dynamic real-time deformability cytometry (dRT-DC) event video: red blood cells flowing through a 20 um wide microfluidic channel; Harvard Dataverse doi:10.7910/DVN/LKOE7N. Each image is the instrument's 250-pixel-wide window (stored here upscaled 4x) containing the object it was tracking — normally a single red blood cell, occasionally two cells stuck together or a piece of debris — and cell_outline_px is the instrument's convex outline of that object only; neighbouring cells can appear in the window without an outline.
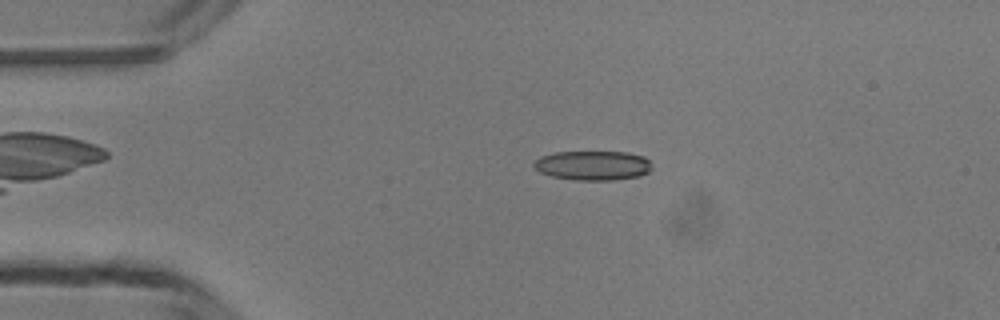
{"species": "common noctule bat (a hibernating species)", "species_latin": "Nyctalus noctula", "temperature_condition": "room temperature", "stored_images_in_passage": 40, "camera_frame_rate_fps": 3000, "um_per_image_px": 0.085, "animal": {"sex": "male", "body_mass_g": 13.3}, "frame": {"image": 1, "passage_image": 2, "time_ms": 0.333, "image_size_px": [1000, 320], "cell_outline_px": [[652, 168], [648, 172], [640, 176], [616, 180], [576, 180], [552, 176], [540, 172], [532, 164], [540, 156], [556, 152], [628, 152], [644, 156], [648, 160]], "centroid_in_image_um": [50.41, 14.06], "position_along_channel_um": 34.6, "area_um2": 20.29}}
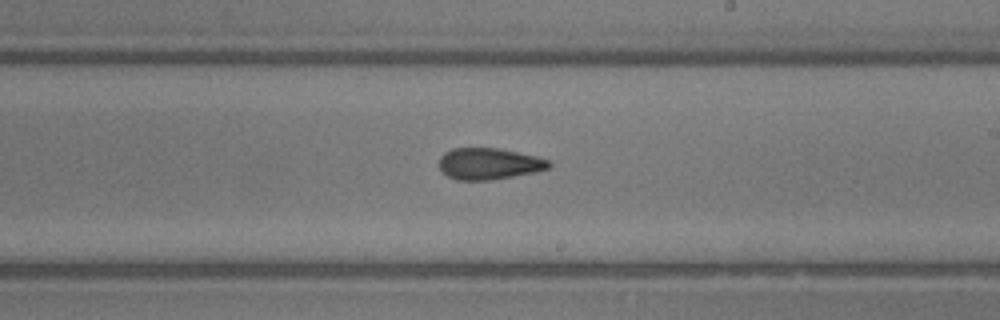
{"frame": {"image": 2, "passage_image": 20, "time_ms": 6.333, "image_size_px": [1000, 320], "cell_outline_px": [[552, 164], [548, 168], [536, 172], [492, 180], [456, 180], [448, 176], [440, 168], [440, 156], [444, 152], [452, 148], [496, 148], [536, 156], [548, 160]], "centroid_in_image_um": [41.56, 13.92], "position_along_channel_um": 247.4, "area_um2": 20.06}}
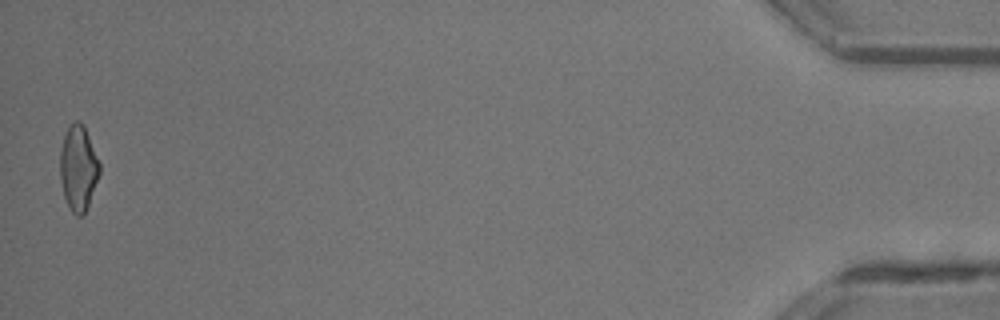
{"frame": {"image": 3, "passage_image": 40, "time_ms": 13.0, "image_size_px": [1000, 320], "cell_outline_px": [[100, 172], [84, 216], [76, 216], [72, 212], [64, 196], [60, 180], [60, 152], [64, 136], [68, 124], [76, 120], [80, 120], [84, 124], [100, 164]], "centroid_in_image_um": [6.65, 14.25], "position_along_channel_um": 428.6, "area_um2": 19.71}, "authors_computed_cell_mechanics": {"area_um2": 20.2878, "velocity_mm_per_s": 4.2016, "shape_relaxation_time_tau1_ms": 6.2808, "shape_relaxation_time_tau2_ms": 2.8054, "deformation_change_tau1": 0.1413, "deformation_change_tau2": 0.1168}}